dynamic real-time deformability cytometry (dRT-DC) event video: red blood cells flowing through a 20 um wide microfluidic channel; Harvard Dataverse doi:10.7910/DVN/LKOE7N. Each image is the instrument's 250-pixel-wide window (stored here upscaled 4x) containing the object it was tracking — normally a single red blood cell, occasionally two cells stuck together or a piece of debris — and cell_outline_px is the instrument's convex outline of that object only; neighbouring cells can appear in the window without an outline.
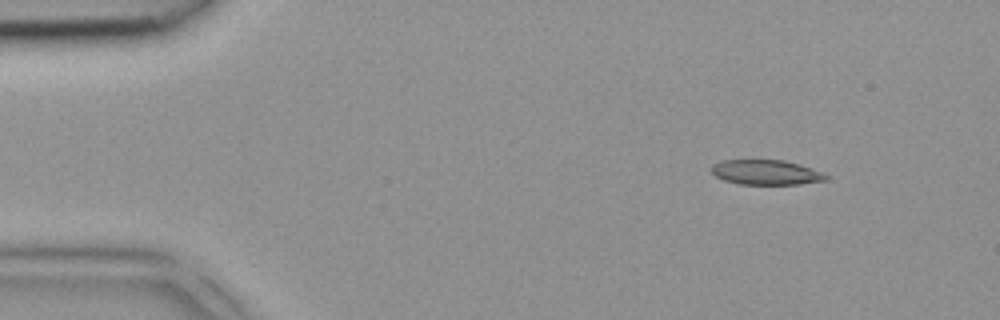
{"species": "common noctule bat (a hibernating species)", "species_latin": "Nyctalus noctula", "temperature_condition": "room temperature", "stored_images_in_passage": 2, "camera_frame_rate_fps": 3000, "um_per_image_px": 0.085, "animal": {"sex": "female", "body_mass_g": 18.4}, "frame": {"image": 1, "passage_image": 1, "time_ms": 0.0, "image_size_px": [1000, 320], "cell_outline_px": [[832, 176], [828, 180], [800, 184], [740, 184], [724, 180], [716, 176], [708, 168], [712, 164], [724, 160], [784, 160], [800, 164], [824, 172]], "centroid_in_image_um": [65.16, 14.65], "position_along_channel_um": 19.8, "area_um2": 16.88}}